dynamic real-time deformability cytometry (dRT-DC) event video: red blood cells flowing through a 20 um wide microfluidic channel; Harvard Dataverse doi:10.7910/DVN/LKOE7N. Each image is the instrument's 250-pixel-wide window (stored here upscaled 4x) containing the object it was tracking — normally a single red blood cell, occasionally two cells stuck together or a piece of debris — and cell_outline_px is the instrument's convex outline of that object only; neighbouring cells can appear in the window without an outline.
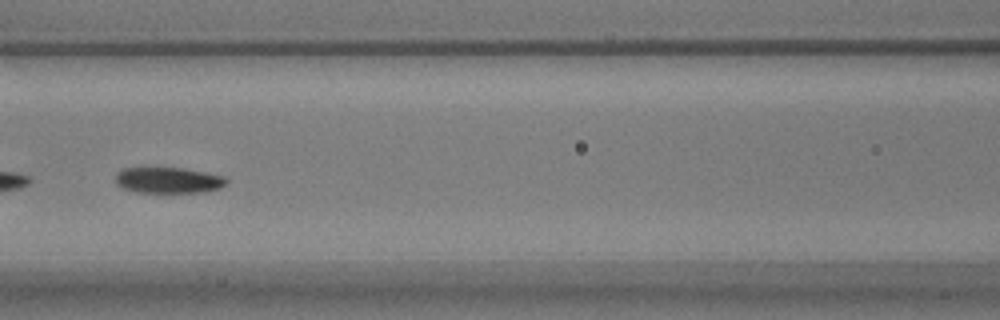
{"species": "common noctule bat (a hibernating species)", "species_latin": "Nyctalus noctula", "temperature_condition": "warm", "stored_images_in_passage": 45, "camera_frame_rate_fps": 3000, "um_per_image_px": 0.085, "animal": {"sex": "male", "body_mass_g": 17.9}, "frame": {"image": 1, "passage_image": 23, "time_ms": 7.333, "image_size_px": [1000, 320], "cell_outline_px": [[228, 184], [220, 188], [204, 192], [136, 192], [124, 188], [116, 184], [116, 172], [124, 168], [184, 168], [224, 176], [228, 180]], "centroid_in_image_um": [14.33, 15.32], "position_along_channel_um": 152.3, "area_um2": 16.76}}
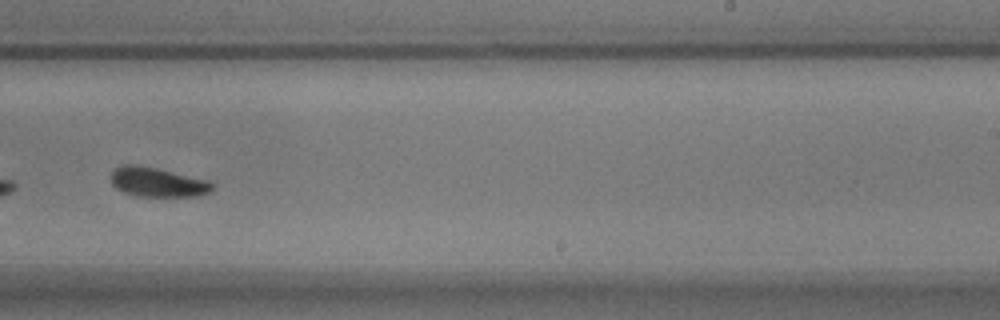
{"frame": {"image": 2, "passage_image": 33, "time_ms": 10.667, "image_size_px": [1000, 320], "cell_outline_px": [[212, 188], [208, 192], [196, 196], [136, 196], [124, 192], [116, 188], [112, 184], [112, 168], [124, 164], [136, 164], [156, 168], [208, 180], [212, 184]], "centroid_in_image_um": [13.33, 15.47], "position_along_channel_um": 275.7, "area_um2": 17.22}}
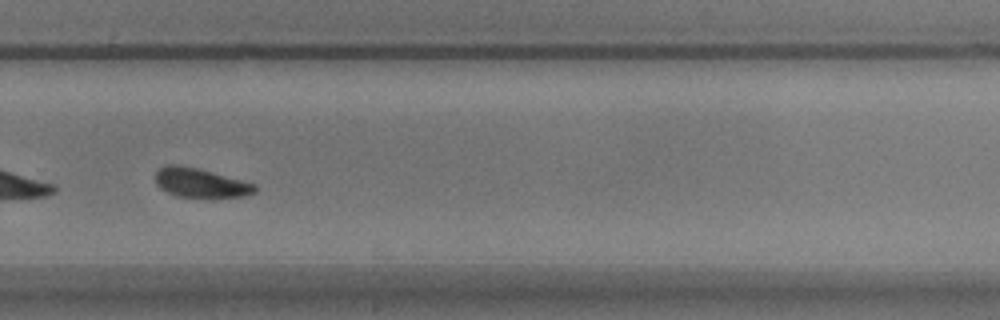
{"frame": {"image": 3, "passage_image": 36, "time_ms": 11.667, "image_size_px": [1000, 320], "cell_outline_px": [[256, 192], [244, 196], [176, 196], [160, 188], [156, 184], [156, 172], [160, 168], [168, 164], [176, 164], [196, 168], [212, 172], [256, 184]], "centroid_in_image_um": [17.02, 15.52], "position_along_channel_um": 312.8, "area_um2": 16.47}, "authors_computed_cell_mechanics": {"area_um2": 18.1492, "velocity_mm_per_s": 3.716, "shape_relaxation_time_tau1_ms": 2.1749, "shape_relaxation_time_tau2_ms": 4.7028, "deformation_change_tau1": 0.1055, "deformation_change_tau2": 0.1067}}